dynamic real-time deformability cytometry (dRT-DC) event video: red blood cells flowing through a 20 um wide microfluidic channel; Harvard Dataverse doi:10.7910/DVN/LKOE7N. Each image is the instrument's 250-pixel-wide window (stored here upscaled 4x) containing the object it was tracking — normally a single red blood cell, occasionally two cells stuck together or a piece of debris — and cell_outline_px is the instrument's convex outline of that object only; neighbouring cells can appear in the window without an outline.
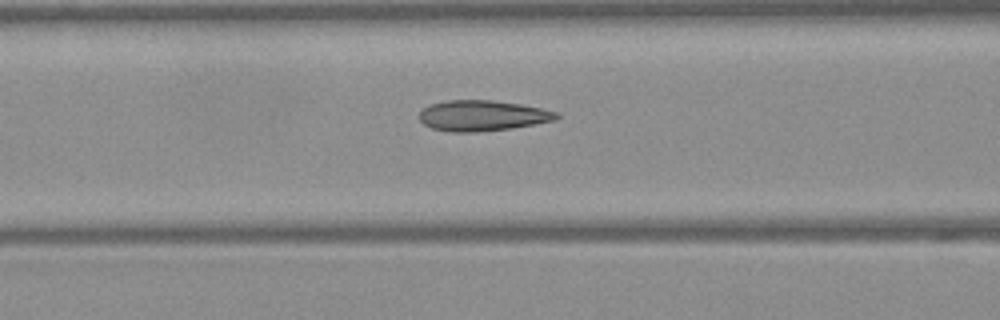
{"species": "Egyptian fruit bat (a non-hibernating species)", "species_latin": "Rousettus aegyptiacus", "temperature_condition": "warm", "stored_images_in_passage": 49, "camera_frame_rate_fps": 3000, "um_per_image_px": 0.085, "frame": {"image": 1, "passage_image": 20, "time_ms": 6.333, "image_size_px": [1000, 320], "cell_outline_px": [[560, 116], [556, 120], [512, 128], [476, 132], [452, 132], [432, 128], [424, 124], [420, 120], [420, 112], [424, 108], [432, 104], [444, 100], [492, 100], [520, 104], [560, 112]], "centroid_in_image_um": [41.03, 9.83], "position_along_channel_um": 125.6, "area_um2": 24.45}}
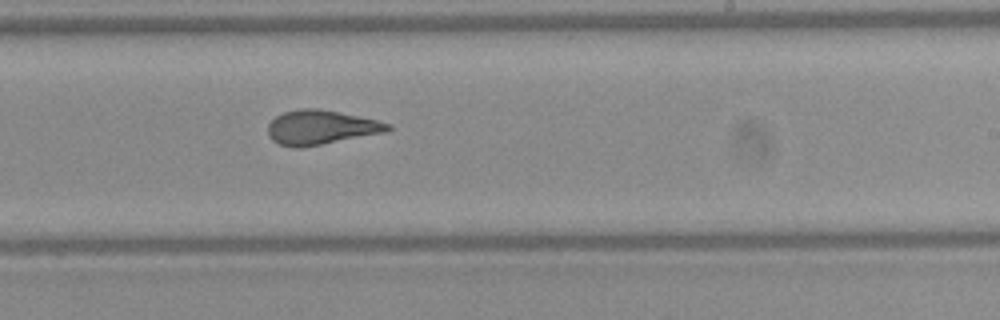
{"frame": {"image": 2, "passage_image": 30, "time_ms": 9.667, "image_size_px": [1000, 320], "cell_outline_px": [[392, 128], [388, 132], [300, 148], [296, 148], [280, 144], [272, 140], [268, 136], [268, 124], [276, 116], [284, 112], [300, 108], [316, 108], [376, 120], [392, 124]], "centroid_in_image_um": [27.27, 10.84], "position_along_channel_um": 261.7, "area_um2": 23.87}}
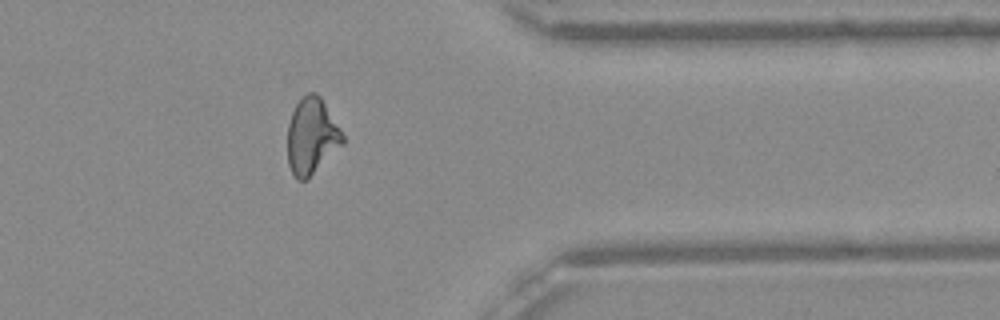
{"frame": {"image": 3, "passage_image": 40, "time_ms": 13.0, "image_size_px": [1000, 320], "cell_outline_px": [[344, 144], [308, 180], [296, 180], [288, 164], [288, 124], [292, 112], [296, 104], [308, 92], [316, 92], [320, 96], [344, 136]], "centroid_in_image_um": [26.49, 11.62], "position_along_channel_um": 384.9, "area_um2": 24.51}, "authors_computed_cell_mechanics": {"area_um2": 24.5072, "velocity_mm_per_s": 4.0836, "shape_relaxation_time_tau1_ms": null, "shape_relaxation_time_tau2_ms": 1.211, "deformation_change_tau1": null, "deformation_change_tau2": 0.0807}}